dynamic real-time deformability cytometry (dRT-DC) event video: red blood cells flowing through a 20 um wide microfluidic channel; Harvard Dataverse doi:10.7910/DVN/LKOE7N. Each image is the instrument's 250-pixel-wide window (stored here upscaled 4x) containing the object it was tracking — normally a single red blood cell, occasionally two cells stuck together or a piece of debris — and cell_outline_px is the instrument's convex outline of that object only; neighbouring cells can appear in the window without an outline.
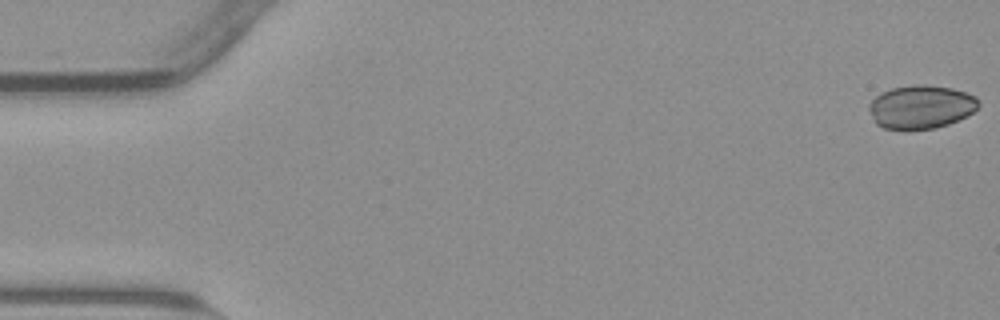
{"species": "common noctule bat (a hibernating species)", "species_latin": "Nyctalus noctula", "temperature_condition": "warm", "stored_images_in_passage": 54, "camera_frame_rate_fps": 3000, "um_per_image_px": 0.085, "animal": {"sex": "male", "body_mass_g": 23.1, "forearm_length_mm": 52.7}, "frame": {"image": 1, "passage_image": 1, "time_ms": 0.0, "image_size_px": [1000, 320], "cell_outline_px": [[980, 104], [972, 112], [948, 124], [936, 128], [884, 128], [876, 124], [868, 108], [868, 104], [876, 96], [892, 88], [912, 84], [924, 84], [952, 88], [976, 96], [980, 100]], "centroid_in_image_um": [78.28, 9.06], "position_along_channel_um": 6.7, "area_um2": 27.4}}
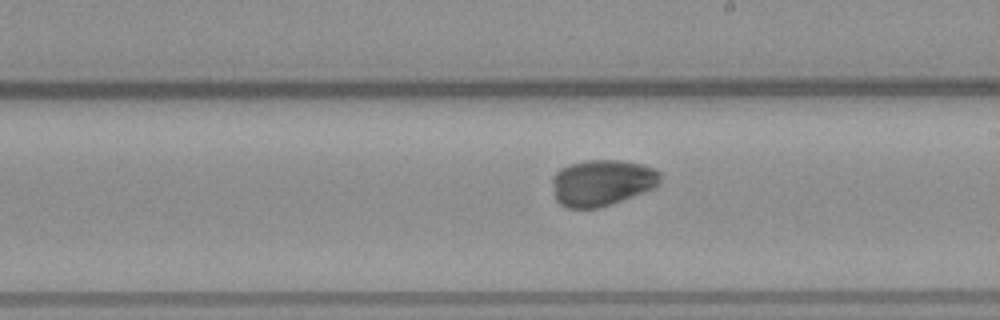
{"frame": {"image": 2, "passage_image": 31, "time_ms": 10.0, "image_size_px": [1000, 320], "cell_outline_px": [[660, 184], [652, 188], [632, 196], [600, 208], [568, 208], [560, 204], [556, 200], [552, 184], [552, 176], [560, 168], [568, 164], [588, 160], [620, 160], [644, 164], [660, 172]], "centroid_in_image_um": [51.14, 15.52], "position_along_channel_um": 237.9, "area_um2": 29.13}}
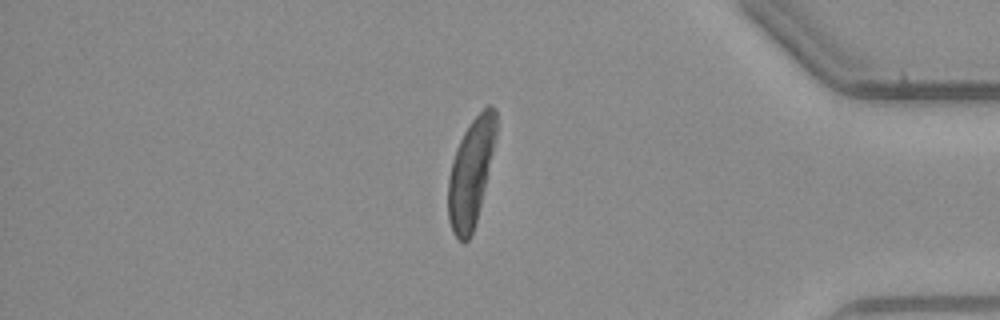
{"frame": {"image": 3, "passage_image": 46, "time_ms": 15.0, "image_size_px": [1000, 320], "cell_outline_px": [[496, 136], [484, 188], [476, 220], [472, 232], [468, 240], [460, 240], [452, 232], [448, 220], [448, 176], [452, 160], [456, 148], [464, 132], [472, 120], [488, 104], [492, 104], [496, 108]], "centroid_in_image_um": [40.0, 14.64], "position_along_channel_um": 395.2, "area_um2": 29.54}, "authors_computed_cell_mechanics": {"area_um2": 29.5647, "velocity_mm_per_s": 3.8124, "shape_relaxation_time_tau1_ms": 7.5732, "shape_relaxation_time_tau2_ms": null, "deformation_change_tau1": 0.2263, "deformation_change_tau2": null}}